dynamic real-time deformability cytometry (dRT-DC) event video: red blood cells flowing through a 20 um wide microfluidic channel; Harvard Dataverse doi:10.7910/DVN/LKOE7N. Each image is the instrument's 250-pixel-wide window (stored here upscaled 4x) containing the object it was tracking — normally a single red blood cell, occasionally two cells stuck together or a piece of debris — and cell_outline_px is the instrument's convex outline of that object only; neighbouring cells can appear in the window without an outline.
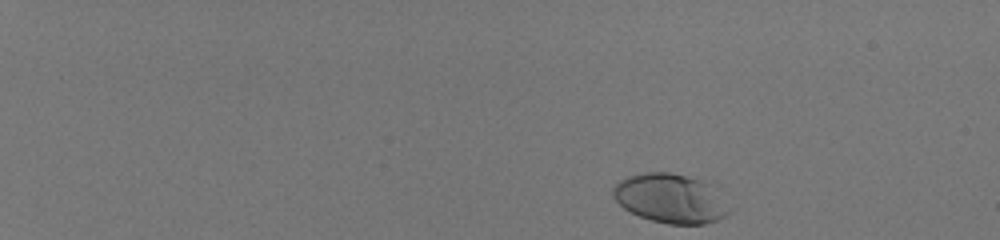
{"species": "human", "species_latin": "Homo sapiens", "temperature_condition": "room temperature", "stored_images_in_passage": 45, "camera_frame_rate_fps": 3000, "um_per_image_px": 0.085, "donor": {"sex": "male"}, "frame": {"image": 1, "passage_image": 1, "time_ms": 0.0, "image_size_px": [1000, 240], "cell_outline_px": [[736, 208], [732, 212], [716, 220], [704, 224], [668, 224], [652, 220], [640, 216], [624, 208], [612, 196], [612, 188], [620, 180], [628, 176], [644, 172], [668, 172], [700, 180]], "centroid_in_image_um": [57.0, 16.88], "position_along_channel_um": 28.0, "area_um2": 33.12}}
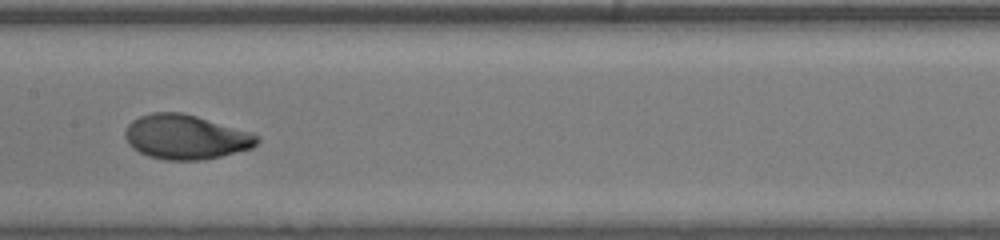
{"frame": {"image": 2, "passage_image": 26, "time_ms": 8.333, "image_size_px": [1000, 240], "cell_outline_px": [[260, 140], [252, 148], [204, 160], [164, 160], [148, 156], [132, 148], [128, 144], [124, 136], [124, 132], [128, 124], [132, 120], [140, 116], [152, 112], [184, 112], [252, 132], [260, 136]], "centroid_in_image_um": [15.78, 11.64], "position_along_channel_um": 191.6, "area_um2": 34.56}}
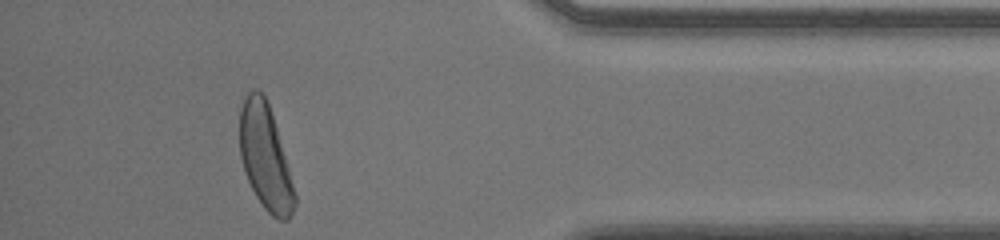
{"frame": {"image": 3, "passage_image": 44, "time_ms": 14.333, "image_size_px": [1000, 240], "cell_outline_px": [[296, 204], [288, 220], [280, 220], [272, 216], [264, 208], [256, 196], [244, 172], [240, 156], [240, 108], [244, 96], [252, 88], [256, 88], [264, 96], [268, 104], [276, 128], [288, 168], [296, 196]], "centroid_in_image_um": [22.52, 13.37], "position_along_channel_um": 412.7, "area_um2": 33.12}, "authors_computed_cell_mechanics": {"area_um2": 33.1194, "velocity_mm_per_s": 4.0329, "shape_relaxation_time_tau1_ms": 3.3501, "shape_relaxation_time_tau2_ms": null, "deformation_change_tau1": 0.1884, "deformation_change_tau2": null}}